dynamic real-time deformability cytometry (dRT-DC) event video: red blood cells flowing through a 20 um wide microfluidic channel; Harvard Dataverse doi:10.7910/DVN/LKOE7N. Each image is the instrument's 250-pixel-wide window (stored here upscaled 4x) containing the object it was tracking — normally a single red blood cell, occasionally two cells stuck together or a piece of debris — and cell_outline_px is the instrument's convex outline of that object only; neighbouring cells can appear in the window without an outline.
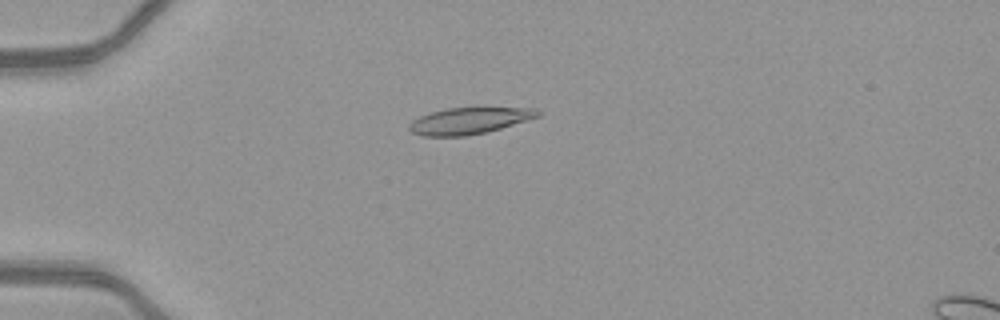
{"species": "common noctule bat (a hibernating species)", "species_latin": "Nyctalus noctula", "temperature_condition": "warm", "stored_images_in_passage": 51, "camera_frame_rate_fps": 3000, "um_per_image_px": 0.085, "animal": {"sex": "female", "body_mass_g": 21.9}, "frame": {"image": 1, "passage_image": 15, "time_ms": 4.667, "image_size_px": [1000, 320], "cell_outline_px": [[540, 116], [500, 128], [484, 132], [464, 136], [424, 136], [412, 132], [408, 128], [408, 124], [412, 120], [420, 116], [432, 112], [448, 108], [536, 108], [540, 112]], "centroid_in_image_um": [39.85, 10.26], "position_along_channel_um": 45.1, "area_um2": 19.54}}
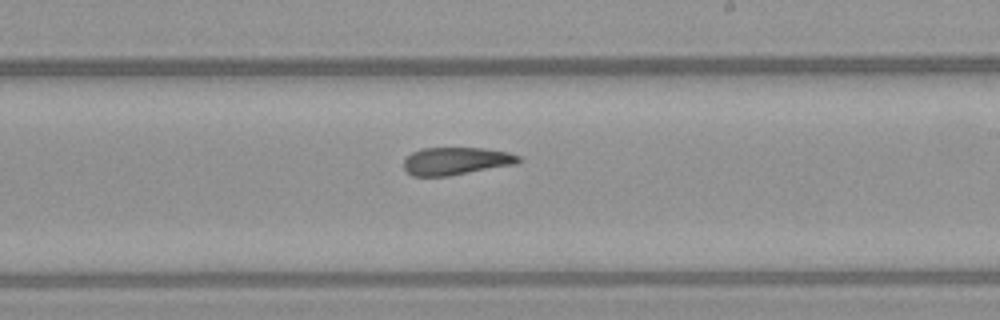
{"frame": {"image": 2, "passage_image": 32, "time_ms": 10.333, "image_size_px": [1000, 320], "cell_outline_px": [[520, 160], [516, 164], [448, 176], [412, 176], [404, 168], [404, 160], [412, 152], [420, 148], [484, 148], [508, 152], [520, 156]], "centroid_in_image_um": [38.75, 13.68], "position_along_channel_um": 250.2, "area_um2": 18.44}}
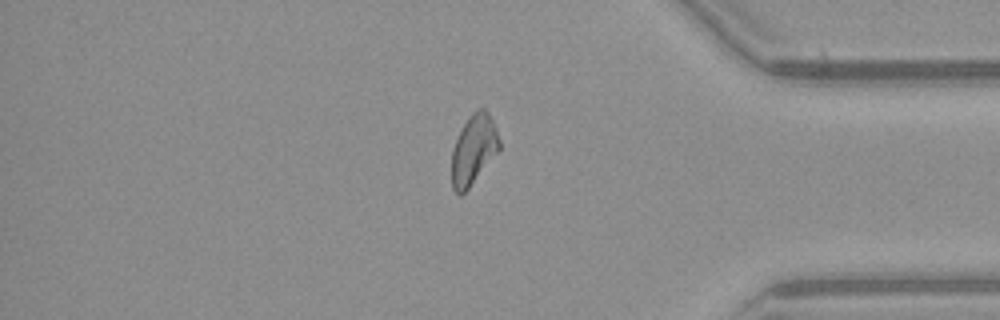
{"frame": {"image": 3, "passage_image": 44, "time_ms": 14.333, "image_size_px": [1000, 320], "cell_outline_px": [[500, 148], [468, 188], [460, 196], [452, 188], [452, 148], [464, 124], [472, 112], [480, 108], [484, 108], [488, 112], [496, 128], [500, 140]], "centroid_in_image_um": [40.25, 12.7], "position_along_channel_um": 395.0, "area_um2": 18.96}, "authors_computed_cell_mechanics": {"area_um2": 19.7098, "velocity_mm_per_s": 4.1443, "shape_relaxation_time_tau1_ms": null, "shape_relaxation_time_tau2_ms": 3.2441, "deformation_change_tau1": null, "deformation_change_tau2": 0.1165}}